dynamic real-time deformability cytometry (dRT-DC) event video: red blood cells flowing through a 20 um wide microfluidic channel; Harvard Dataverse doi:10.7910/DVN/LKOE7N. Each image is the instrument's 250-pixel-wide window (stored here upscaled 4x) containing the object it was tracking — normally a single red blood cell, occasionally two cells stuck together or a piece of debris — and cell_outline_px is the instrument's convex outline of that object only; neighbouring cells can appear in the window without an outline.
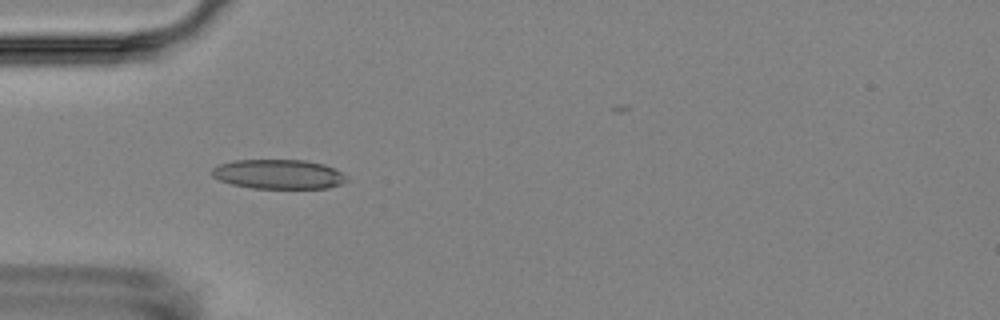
{"species": "Egyptian fruit bat (a non-hibernating species)", "species_latin": "Rousettus aegyptiacus", "temperature_condition": "room temperature", "stored_images_in_passage": 2, "camera_frame_rate_fps": 3000, "um_per_image_px": 0.085, "animal": {"sex": "female"}, "frame": {"image": 1, "passage_image": 1, "time_ms": 0.0, "image_size_px": [1000, 320], "cell_outline_px": [[348, 180], [340, 184], [328, 188], [252, 188], [232, 184], [220, 180], [212, 176], [212, 168], [220, 164], [236, 160], [304, 160], [324, 164], [340, 172]], "centroid_in_image_um": [23.65, 14.81], "position_along_channel_um": 61.3, "area_um2": 22.89}}
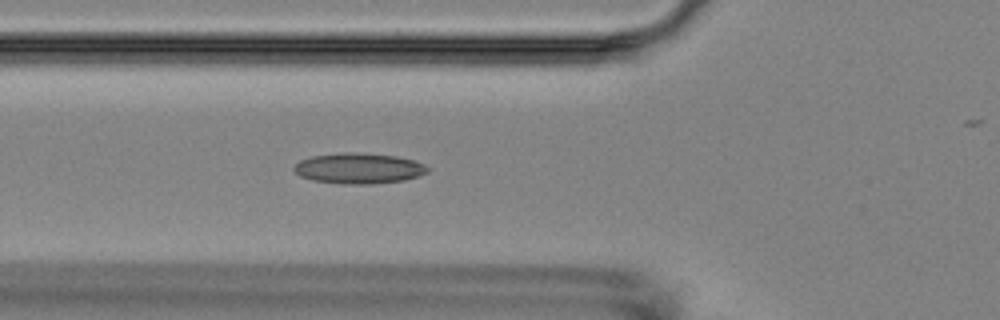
{"frame": {"image": 2, "passage_image": 2, "time_ms": 1.0, "image_size_px": [1000, 320], "cell_outline_px": [[428, 172], [420, 176], [404, 180], [372, 184], [344, 184], [312, 180], [300, 176], [292, 168], [300, 160], [312, 156], [348, 152], [356, 152], [396, 156], [412, 160], [424, 164], [428, 168]], "centroid_in_image_um": [30.5, 14.31], "position_along_channel_um": 95.3, "area_um2": 23.76}}